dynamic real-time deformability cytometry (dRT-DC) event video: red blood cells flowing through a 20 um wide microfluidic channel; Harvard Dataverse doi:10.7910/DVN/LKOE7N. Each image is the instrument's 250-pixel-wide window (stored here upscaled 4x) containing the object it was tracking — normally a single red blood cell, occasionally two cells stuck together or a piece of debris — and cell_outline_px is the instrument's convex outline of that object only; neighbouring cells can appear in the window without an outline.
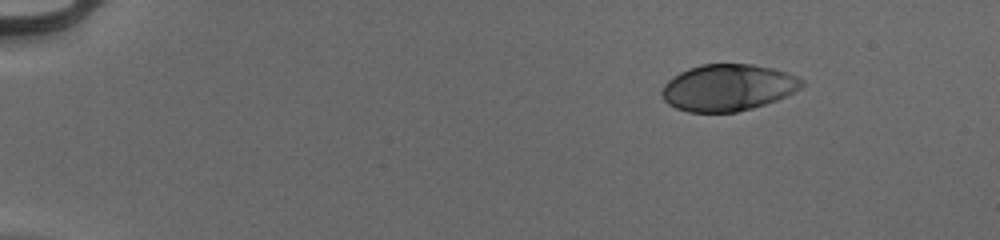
{"species": "human", "species_latin": "Homo sapiens", "temperature_condition": "cold", "stored_images_in_passage": 39, "camera_frame_rate_fps": 3000, "um_per_image_px": 0.085, "donor": {"sex": "male"}, "frame": {"image": 1, "passage_image": 1, "time_ms": 0.0, "image_size_px": [1000, 240], "cell_outline_px": [[804, 84], [800, 88], [776, 100], [752, 108], [736, 112], [688, 112], [676, 108], [668, 104], [660, 96], [660, 92], [664, 84], [668, 80], [680, 72], [688, 68], [700, 64], [752, 64], [776, 68], [788, 72], [804, 80]], "centroid_in_image_um": [61.85, 7.43], "position_along_channel_um": 23.1, "area_um2": 38.21}}
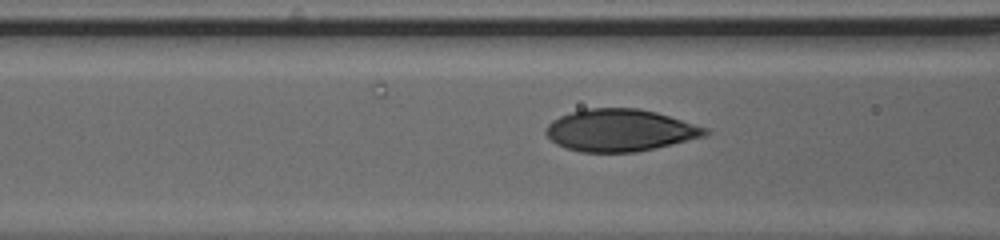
{"frame": {"image": 2, "passage_image": 17, "time_ms": 5.333, "image_size_px": [1000, 240], "cell_outline_px": [[712, 132], [704, 136], [636, 152], [580, 152], [564, 148], [556, 144], [544, 132], [544, 128], [552, 120], [560, 116], [584, 108], [640, 108], [656, 112], [708, 128]], "centroid_in_image_um": [52.66, 11.07], "position_along_channel_um": 113.9, "area_um2": 39.07}}
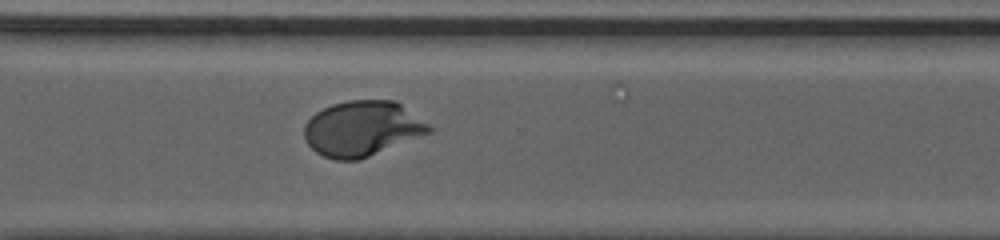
{"frame": {"image": 3, "passage_image": 34, "time_ms": 11.0, "image_size_px": [1000, 240], "cell_outline_px": [[432, 132], [368, 156], [356, 160], [336, 160], [324, 156], [316, 152], [304, 140], [304, 124], [316, 112], [332, 104], [348, 100], [396, 100], [428, 124], [432, 128]], "centroid_in_image_um": [30.76, 10.92], "position_along_channel_um": 339.8, "area_um2": 39.94}, "authors_computed_cell_mechanics": {"area_um2": 39.7086, "velocity_mm_per_s": 4.0001, "shape_relaxation_time_tau1_ms": 3.1797, "shape_relaxation_time_tau2_ms": null, "deformation_change_tau1": 0.1693, "deformation_change_tau2": null}}